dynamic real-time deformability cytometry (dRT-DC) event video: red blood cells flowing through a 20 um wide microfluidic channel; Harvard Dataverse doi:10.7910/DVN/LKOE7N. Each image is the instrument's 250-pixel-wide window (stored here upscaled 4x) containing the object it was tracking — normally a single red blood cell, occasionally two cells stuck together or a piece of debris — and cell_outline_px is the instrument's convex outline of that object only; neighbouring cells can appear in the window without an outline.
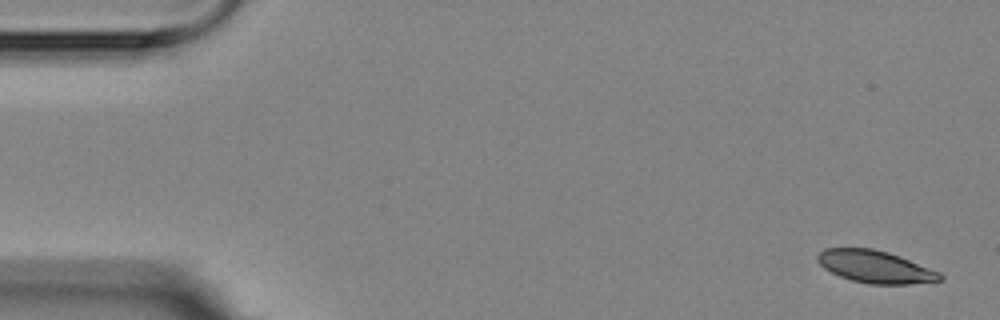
{"species": "Egyptian fruit bat (a non-hibernating species)", "species_latin": "Rousettus aegyptiacus", "temperature_condition": "room temperature", "stored_images_in_passage": 6, "camera_frame_rate_fps": 3000, "um_per_image_px": 0.085, "animal": {"sex": "female"}, "frame": {"image": 1, "passage_image": 1, "time_ms": 0.0, "image_size_px": [1000, 320], "cell_outline_px": [[944, 280], [908, 284], [868, 284], [852, 280], [840, 276], [824, 268], [816, 260], [816, 256], [824, 248], [872, 248], [888, 252], [900, 256], [940, 272], [944, 276]], "centroid_in_image_um": [74.41, 22.67], "position_along_channel_um": 10.6, "area_um2": 23.12}}
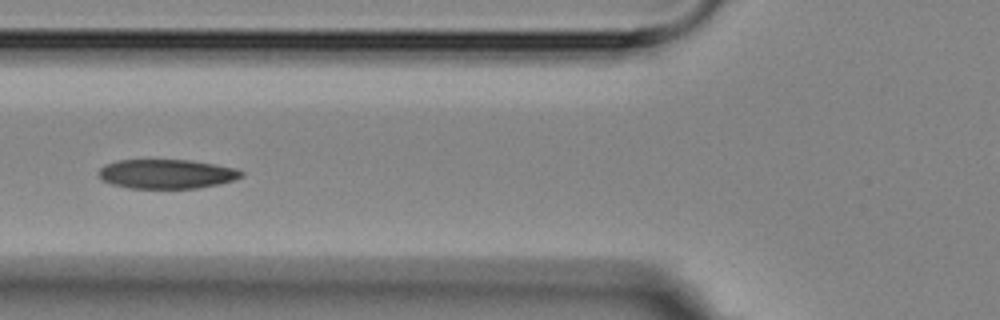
{"frame": {"image": 2, "passage_image": 5, "time_ms": 6.333, "image_size_px": [1000, 320], "cell_outline_px": [[244, 176], [236, 180], [220, 184], [196, 188], [128, 188], [112, 184], [100, 180], [96, 172], [104, 164], [120, 160], [188, 160], [236, 168], [244, 172]], "centroid_in_image_um": [14.14, 14.79], "position_along_channel_um": 111.7, "area_um2": 24.57}}
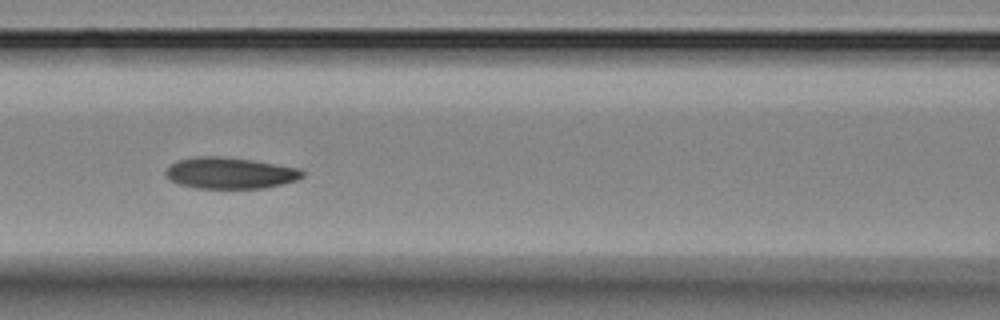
{"frame": {"image": 3, "passage_image": 6, "time_ms": 7.333, "image_size_px": [1000, 320], "cell_outline_px": [[304, 176], [296, 180], [264, 188], [196, 188], [180, 184], [172, 180], [164, 172], [176, 160], [196, 156], [216, 156], [252, 160], [300, 168], [304, 172]], "centroid_in_image_um": [19.56, 14.7], "position_along_channel_um": 147.0, "area_um2": 24.74}}